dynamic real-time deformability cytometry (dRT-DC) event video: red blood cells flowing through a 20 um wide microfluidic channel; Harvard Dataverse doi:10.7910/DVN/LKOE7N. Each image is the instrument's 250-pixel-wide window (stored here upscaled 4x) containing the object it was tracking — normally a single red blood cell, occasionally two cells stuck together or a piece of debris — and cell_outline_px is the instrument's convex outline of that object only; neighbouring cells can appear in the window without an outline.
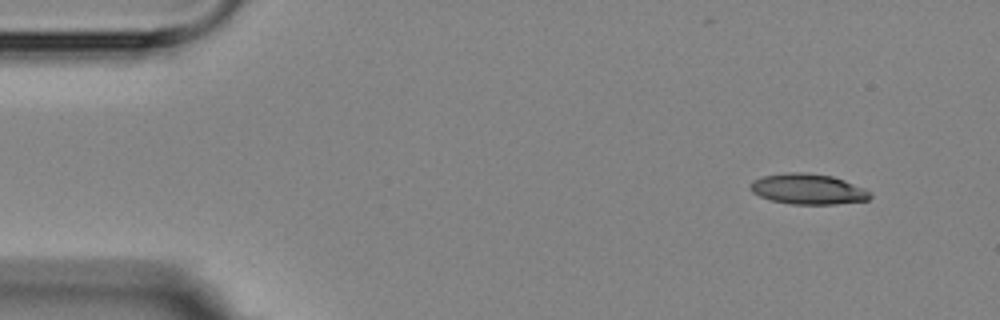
{"species": "Egyptian fruit bat (a non-hibernating species)", "species_latin": "Rousettus aegyptiacus", "temperature_condition": "room temperature", "stored_images_in_passage": 4, "camera_frame_rate_fps": 3000, "um_per_image_px": 0.085, "animal": {"sex": "female"}, "frame": {"image": 1, "passage_image": 1, "time_ms": 0.0, "image_size_px": [1000, 320], "cell_outline_px": [[872, 196], [868, 200], [836, 204], [792, 204], [772, 200], [760, 196], [752, 192], [748, 184], [752, 180], [760, 176], [788, 172], [804, 172], [832, 176], [844, 180], [864, 188]], "centroid_in_image_um": [68.64, 16.06], "position_along_channel_um": 16.4, "area_um2": 21.33}}
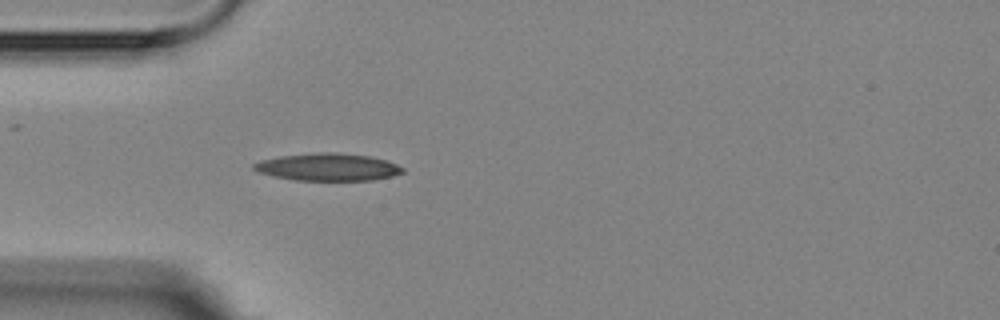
{"frame": {"image": 2, "passage_image": 4, "time_ms": 3.667, "image_size_px": [1000, 320], "cell_outline_px": [[404, 172], [392, 176], [372, 180], [296, 180], [272, 176], [260, 172], [252, 168], [252, 164], [260, 160], [280, 156], [320, 152], [336, 152], [368, 156], [384, 160], [396, 164], [404, 168]], "centroid_in_image_um": [27.85, 14.2], "position_along_channel_um": 57.2, "area_um2": 23.64}}